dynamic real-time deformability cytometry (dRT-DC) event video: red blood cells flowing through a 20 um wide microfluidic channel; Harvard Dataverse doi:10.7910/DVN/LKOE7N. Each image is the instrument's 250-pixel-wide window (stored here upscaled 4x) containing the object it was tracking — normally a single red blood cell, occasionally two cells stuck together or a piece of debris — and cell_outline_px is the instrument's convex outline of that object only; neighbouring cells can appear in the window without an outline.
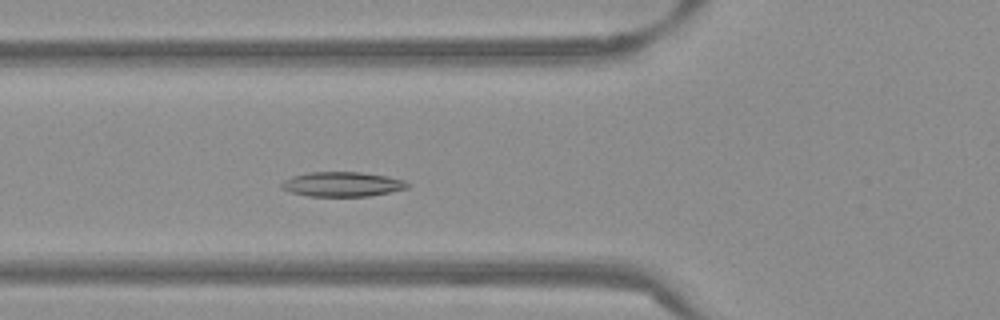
{"species": "Egyptian fruit bat (a non-hibernating species)", "species_latin": "Rousettus aegyptiacus", "temperature_condition": "warm", "stored_images_in_passage": 50, "camera_frame_rate_fps": 3000, "um_per_image_px": 0.085, "frame": {"image": 1, "passage_image": 16, "time_ms": 5.0, "image_size_px": [1000, 320], "cell_outline_px": [[412, 184], [408, 188], [368, 196], [308, 196], [292, 192], [280, 188], [280, 184], [284, 180], [292, 176], [308, 172], [360, 172], [388, 176], [404, 180]], "centroid_in_image_um": [29.1, 15.65], "position_along_channel_um": 96.7, "area_um2": 18.15}}
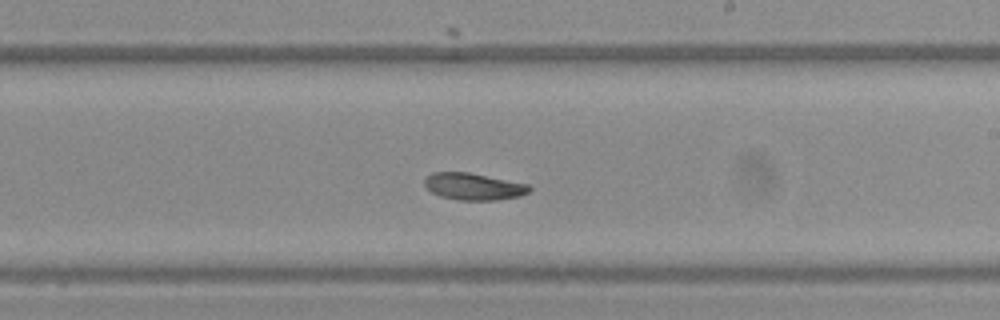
{"frame": {"image": 2, "passage_image": 28, "time_ms": 9.0, "image_size_px": [1000, 320], "cell_outline_px": [[532, 188], [528, 192], [520, 196], [496, 200], [456, 200], [440, 196], [432, 192], [424, 184], [424, 180], [432, 172], [468, 172], [528, 184]], "centroid_in_image_um": [40.25, 15.85], "position_along_channel_um": 248.7, "area_um2": 16.36}}
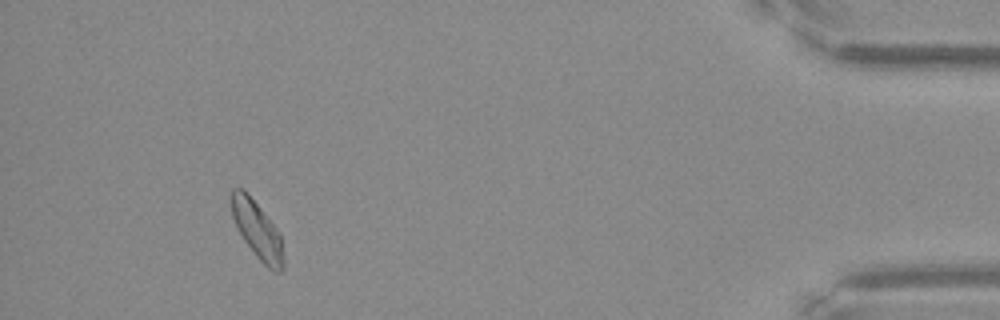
{"frame": {"image": 3, "passage_image": 46, "time_ms": 15.0, "image_size_px": [1000, 320], "cell_outline_px": [[284, 268], [280, 272], [276, 272], [268, 268], [256, 256], [244, 240], [232, 216], [232, 188], [244, 188], [276, 228], [280, 236], [284, 260]], "centroid_in_image_um": [21.88, 19.57], "position_along_channel_um": 413.3, "area_um2": 16.99}, "authors_computed_cell_mechanics": {"area_um2": 17.1088, "velocity_mm_per_s": 3.7955, "shape_relaxation_time_tau1_ms": 4.2978, "shape_relaxation_time_tau2_ms": 7.9403, "deformation_change_tau1": 0.1002, "deformation_change_tau2": 0.1002}}